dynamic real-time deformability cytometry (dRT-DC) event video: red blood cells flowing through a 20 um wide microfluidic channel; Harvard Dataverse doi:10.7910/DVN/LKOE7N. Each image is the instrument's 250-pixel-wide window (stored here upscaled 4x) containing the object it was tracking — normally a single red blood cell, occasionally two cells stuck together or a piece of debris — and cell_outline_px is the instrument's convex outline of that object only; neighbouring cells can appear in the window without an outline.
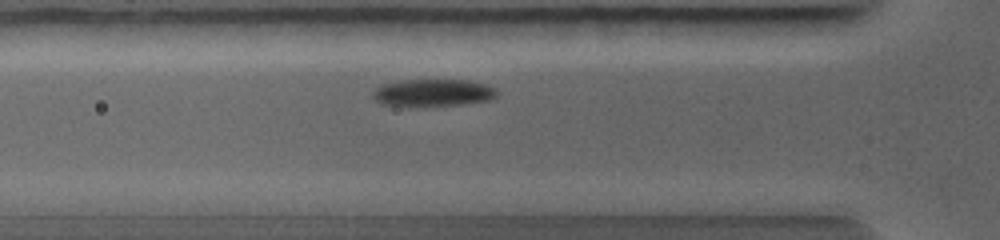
{"species": "common noctule bat (a hibernating species)", "species_latin": "Nyctalus noctula", "temperature_condition": "warm", "stored_images_in_passage": 21, "camera_frame_rate_fps": 5000, "um_per_image_px": 0.085, "animal": {"sex": "female", "body_mass_g": 19.0, "forearm_length_mm": 56.7}, "frame": {"image": 1, "passage_image": 4, "time_ms": 1.2, "image_size_px": [1000, 240], "cell_outline_px": [[496, 96], [488, 100], [464, 104], [408, 108], [380, 104], [372, 96], [372, 92], [376, 88], [384, 84], [404, 80], [468, 80], [484, 84], [496, 88]], "centroid_in_image_um": [36.75, 7.92], "position_along_channel_um": 89.1, "area_um2": 20.11}}
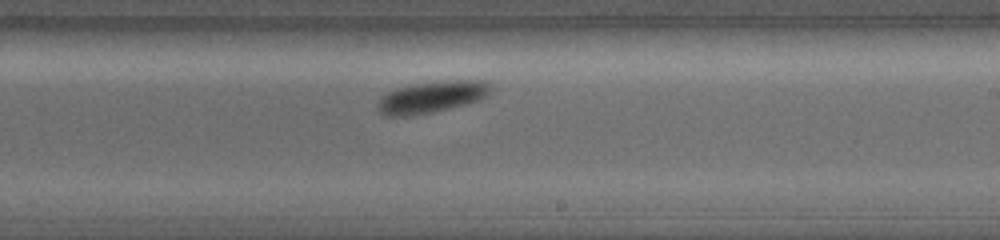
{"frame": {"image": 2, "passage_image": 11, "time_ms": 4.0, "image_size_px": [1000, 240], "cell_outline_px": [[492, 88], [480, 100], [432, 112], [412, 116], [384, 116], [380, 112], [376, 104], [388, 92], [396, 88], [416, 84], [456, 80], [484, 80], [492, 84]], "centroid_in_image_um": [36.7, 8.25], "position_along_channel_um": 252.3, "area_um2": 20.52}}
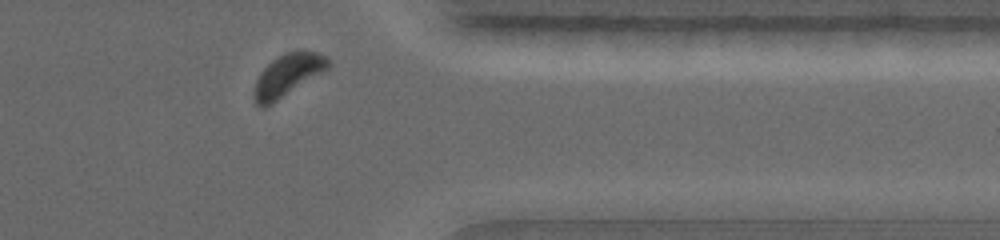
{"frame": {"image": 3, "passage_image": 19, "time_ms": 6.4, "image_size_px": [1000, 240], "cell_outline_px": [[332, 64], [328, 68], [272, 104], [264, 108], [260, 108], [256, 104], [252, 92], [256, 80], [260, 72], [272, 60], [284, 52], [316, 52], [324, 56]], "centroid_in_image_um": [24.39, 6.42], "position_along_channel_um": 387.0, "area_um2": 17.98}}